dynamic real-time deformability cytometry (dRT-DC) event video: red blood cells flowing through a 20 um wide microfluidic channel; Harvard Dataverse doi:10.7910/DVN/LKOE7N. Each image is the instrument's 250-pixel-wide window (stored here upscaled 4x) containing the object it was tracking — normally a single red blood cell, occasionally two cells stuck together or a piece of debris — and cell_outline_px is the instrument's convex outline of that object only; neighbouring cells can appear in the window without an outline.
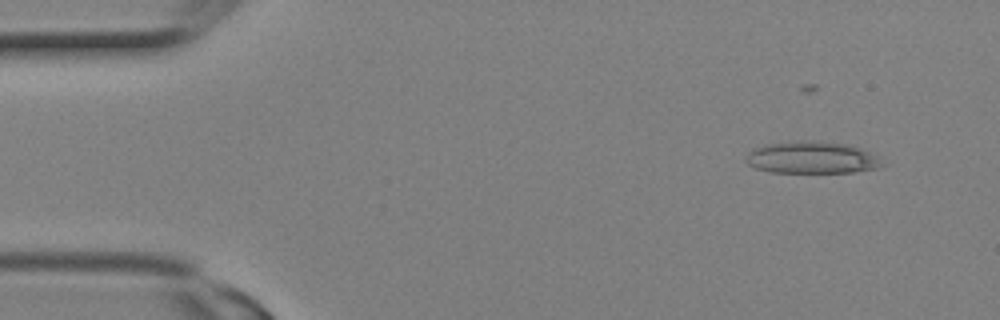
{"species": "Egyptian fruit bat (a non-hibernating species)", "species_latin": "Rousettus aegyptiacus", "temperature_condition": "room temperature", "stored_images_in_passage": 3, "camera_frame_rate_fps": 3000, "um_per_image_px": 0.085, "animal": {"sex": "female"}, "frame": {"image": 1, "passage_image": 2, "time_ms": 0.333, "image_size_px": [1000, 320], "cell_outline_px": [[888, 164], [880, 168], [856, 172], [768, 172], [756, 168], [748, 164], [744, 160], [748, 152], [752, 148], [764, 144], [788, 140], [804, 140], [852, 144], [876, 156]], "centroid_in_image_um": [69.0, 13.38], "position_along_channel_um": 16.0, "area_um2": 26.01}}